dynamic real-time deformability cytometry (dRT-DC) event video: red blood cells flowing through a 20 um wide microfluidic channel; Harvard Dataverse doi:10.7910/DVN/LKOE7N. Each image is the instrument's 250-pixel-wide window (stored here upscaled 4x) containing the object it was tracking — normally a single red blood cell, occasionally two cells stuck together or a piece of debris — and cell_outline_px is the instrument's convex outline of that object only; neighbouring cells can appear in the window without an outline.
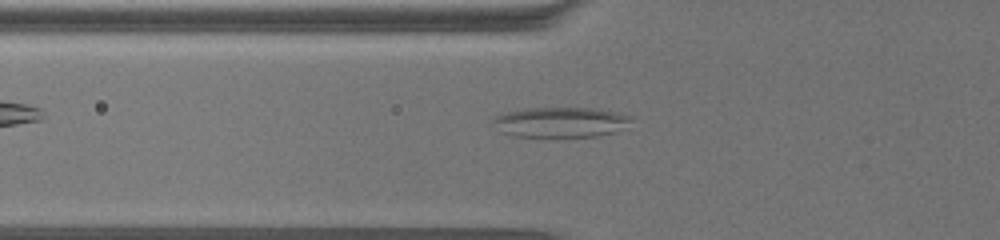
{"species": "common noctule bat (a hibernating species)", "species_latin": "Nyctalus noctula", "temperature_condition": "warm", "stored_images_in_passage": 65, "camera_frame_rate_fps": 3000, "um_per_image_px": 0.085, "animal": {"sex": "female", "body_mass_g": 19.5, "forearm_length_mm": 54.1}, "frame": {"image": 1, "passage_image": 25, "time_ms": 8.0, "image_size_px": [1000, 240], "cell_outline_px": [[632, 120], [612, 132], [600, 136], [512, 136], [500, 132], [492, 120], [492, 116], [504, 112], [524, 108], [600, 108], [632, 116]], "centroid_in_image_um": [47.58, 10.36], "position_along_channel_um": 78.2, "area_um2": 24.22}}
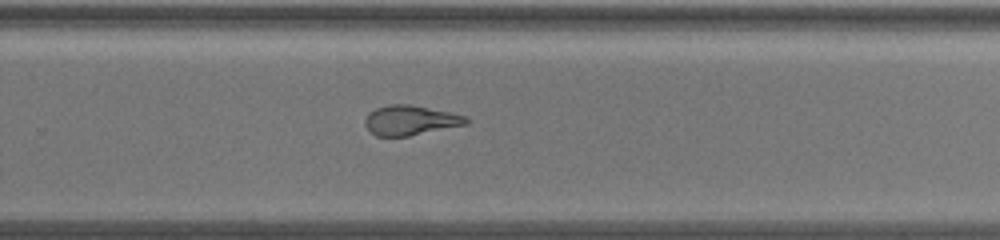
{"frame": {"image": 2, "passage_image": 45, "time_ms": 14.667, "image_size_px": [1000, 240], "cell_outline_px": [[468, 124], [408, 136], [376, 136], [364, 124], [364, 120], [368, 112], [376, 108], [388, 104], [412, 104], [448, 112], [464, 116], [468, 120]], "centroid_in_image_um": [34.84, 10.22], "position_along_channel_um": 295.0, "area_um2": 17.46}}
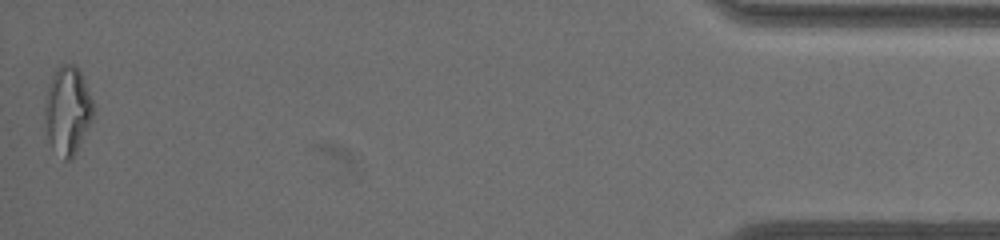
{"frame": {"image": 3, "passage_image": 65, "time_ms": 21.333, "image_size_px": [1000, 240], "cell_outline_px": [[92, 120], [72, 160], [64, 160], [52, 148], [48, 140], [44, 112], [44, 108], [48, 88], [52, 76], [56, 68], [60, 64], [76, 64], [84, 80], [92, 100]], "centroid_in_image_um": [5.73, 9.39], "position_along_channel_um": 429.5, "area_um2": 24.68}, "authors_computed_cell_mechanics": {"area_um2": 21.386, "velocity_mm_per_s": 3.2448, "shape_relaxation_time_tau1_ms": null, "shape_relaxation_time_tau2_ms": 1.8566, "deformation_change_tau1": null, "deformation_change_tau2": 0.1023}}